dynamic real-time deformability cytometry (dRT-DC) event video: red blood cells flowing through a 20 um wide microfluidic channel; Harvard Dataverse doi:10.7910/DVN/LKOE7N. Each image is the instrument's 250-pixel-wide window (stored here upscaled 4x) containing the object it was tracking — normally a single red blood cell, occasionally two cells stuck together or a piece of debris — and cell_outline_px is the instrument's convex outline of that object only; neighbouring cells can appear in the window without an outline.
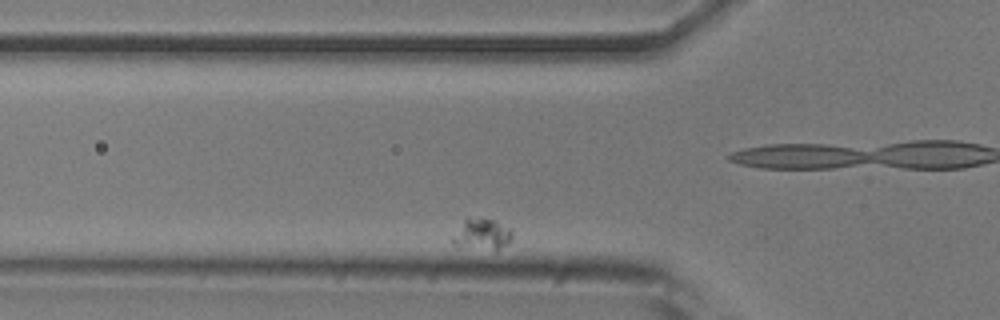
{"species": "common noctule bat (a hibernating species)", "species_latin": "Nyctalus noctula", "temperature_condition": "room temperature", "stored_images_in_passage": 44, "camera_frame_rate_fps": 3000, "um_per_image_px": 0.085, "animal": {"sex": "male", "body_mass_g": 20.5, "forearm_length_mm": 52.5}, "frame": {"image": 1, "passage_image": 13, "time_ms": 4.0, "image_size_px": [1000, 320], "cell_outline_px": [[512, 236], [508, 244], [496, 252], [452, 244], [452, 236], [464, 220], [496, 220], [512, 228]], "centroid_in_image_um": [41.04, 19.97], "position_along_channel_um": 84.8, "area_um2": 10.75}}